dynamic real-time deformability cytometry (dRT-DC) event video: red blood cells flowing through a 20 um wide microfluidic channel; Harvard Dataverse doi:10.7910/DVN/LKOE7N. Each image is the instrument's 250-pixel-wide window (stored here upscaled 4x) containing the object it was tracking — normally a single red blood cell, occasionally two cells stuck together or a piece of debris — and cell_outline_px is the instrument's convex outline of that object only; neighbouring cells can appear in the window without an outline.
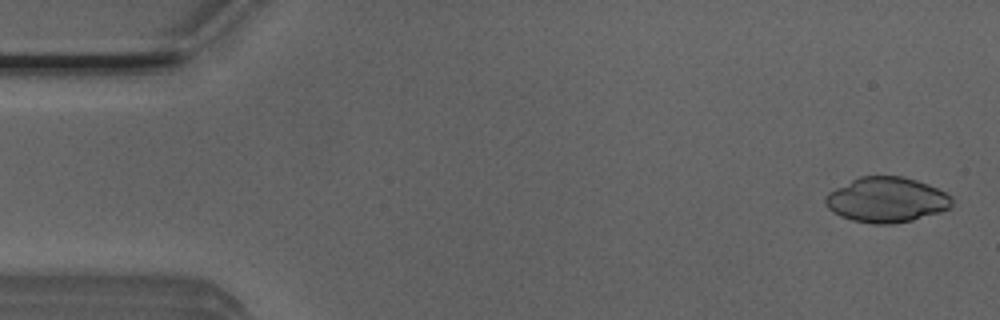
{"species": "Egyptian fruit bat (a non-hibernating species)", "species_latin": "Rousettus aegyptiacus", "temperature_condition": "room temperature", "stored_images_in_passage": 52, "camera_frame_rate_fps": 3000, "um_per_image_px": 0.085, "animal": {"sex": "male"}, "frame": {"image": 1, "passage_image": 2, "time_ms": 0.333, "image_size_px": [1000, 320], "cell_outline_px": [[952, 204], [948, 208], [940, 212], [912, 220], [892, 224], [872, 224], [852, 220], [840, 216], [832, 212], [824, 204], [824, 196], [828, 192], [860, 176], [904, 176], [928, 184], [952, 196]], "centroid_in_image_um": [75.33, 16.99], "position_along_channel_um": 9.7, "area_um2": 33.35}}